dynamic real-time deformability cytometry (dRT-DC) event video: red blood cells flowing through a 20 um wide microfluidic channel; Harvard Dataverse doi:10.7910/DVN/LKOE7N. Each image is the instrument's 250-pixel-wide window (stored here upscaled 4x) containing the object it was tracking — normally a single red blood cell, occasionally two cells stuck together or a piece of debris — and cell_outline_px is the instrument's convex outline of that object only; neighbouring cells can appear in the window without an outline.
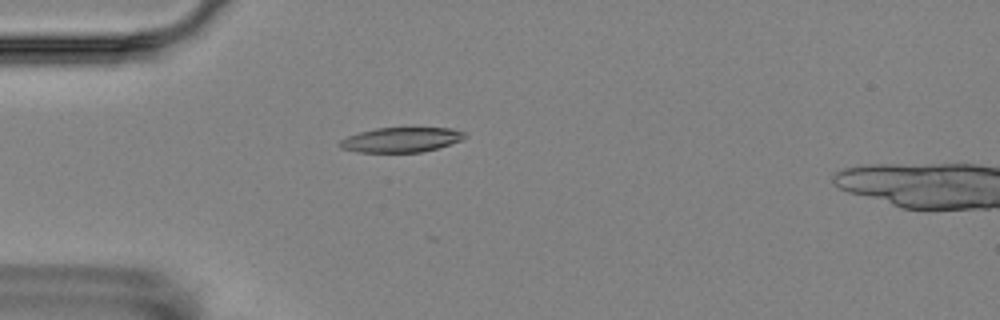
{"species": "Egyptian fruit bat (a non-hibernating species)", "species_latin": "Rousettus aegyptiacus", "temperature_condition": "room temperature", "stored_images_in_passage": 2, "camera_frame_rate_fps": 3000, "um_per_image_px": 0.085, "animal": {"sex": "female"}, "frame": {"image": 1, "passage_image": 1, "time_ms": 0.0, "image_size_px": [1000, 320], "cell_outline_px": [[468, 136], [460, 140], [436, 148], [420, 152], [356, 152], [340, 148], [336, 144], [340, 140], [348, 136], [360, 132], [376, 128], [452, 128], [464, 132]], "centroid_in_image_um": [34.04, 11.88], "position_along_channel_um": 51.0, "area_um2": 17.98}}